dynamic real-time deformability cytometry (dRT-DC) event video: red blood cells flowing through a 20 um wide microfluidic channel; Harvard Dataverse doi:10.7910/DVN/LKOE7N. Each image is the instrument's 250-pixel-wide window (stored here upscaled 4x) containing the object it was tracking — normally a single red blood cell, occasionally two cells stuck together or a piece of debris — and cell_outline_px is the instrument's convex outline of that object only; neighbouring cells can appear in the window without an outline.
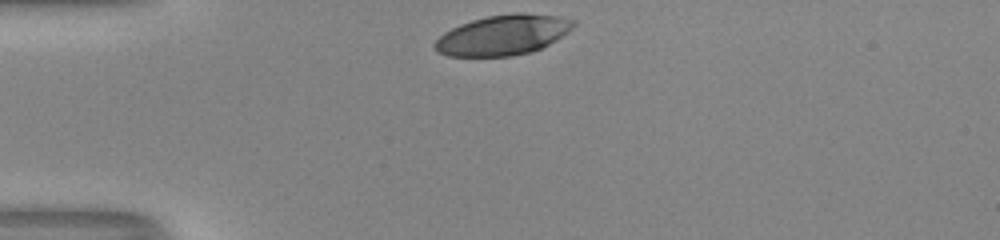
{"species": "human", "species_latin": "Homo sapiens", "temperature_condition": "room temperature", "stored_images_in_passage": 29, "camera_frame_rate_fps": 3000, "um_per_image_px": 0.085, "donor": {"sex": "male"}, "frame": {"image": 1, "passage_image": 1, "time_ms": 0.0, "image_size_px": [1000, 240], "cell_outline_px": [[576, 24], [568, 32], [548, 44], [532, 52], [512, 56], [448, 56], [436, 52], [432, 44], [444, 32], [460, 24], [472, 20], [488, 16], [516, 12], [524, 12], [560, 16], [576, 20]], "centroid_in_image_um": [42.75, 2.97], "position_along_channel_um": 42.2, "area_um2": 32.66}}
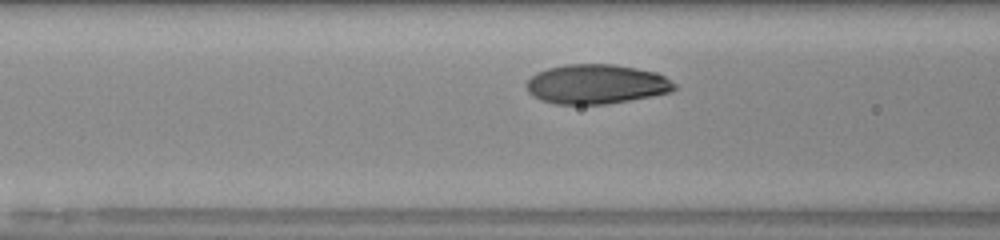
{"frame": {"image": 2, "passage_image": 9, "time_ms": 2.667, "image_size_px": [1000, 240], "cell_outline_px": [[676, 88], [672, 92], [652, 96], [604, 104], [556, 104], [540, 100], [532, 96], [528, 92], [524, 84], [536, 72], [548, 68], [568, 64], [616, 64], [656, 72], [664, 76], [676, 84]], "centroid_in_image_um": [50.67, 7.15], "position_along_channel_um": 115.9, "area_um2": 34.22}}
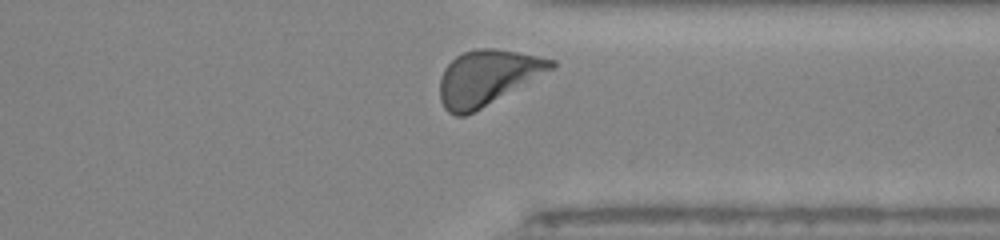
{"frame": {"image": 3, "passage_image": 28, "time_ms": 9.0, "image_size_px": [1000, 240], "cell_outline_px": [[556, 64], [552, 68], [480, 108], [464, 116], [456, 116], [448, 112], [444, 108], [440, 100], [440, 76], [444, 68], [456, 56], [464, 52], [476, 48], [496, 48], [556, 60]], "centroid_in_image_um": [41.34, 6.58], "position_along_channel_um": 370.1, "area_um2": 34.85}, "authors_computed_cell_mechanics": {"area_um2": 33.9286, "velocity_mm_per_s": 4.0172, "shape_relaxation_time_tau1_ms": 2.9926, "shape_relaxation_time_tau2_ms": null, "deformation_change_tau1": 0.1741, "deformation_change_tau2": null}}